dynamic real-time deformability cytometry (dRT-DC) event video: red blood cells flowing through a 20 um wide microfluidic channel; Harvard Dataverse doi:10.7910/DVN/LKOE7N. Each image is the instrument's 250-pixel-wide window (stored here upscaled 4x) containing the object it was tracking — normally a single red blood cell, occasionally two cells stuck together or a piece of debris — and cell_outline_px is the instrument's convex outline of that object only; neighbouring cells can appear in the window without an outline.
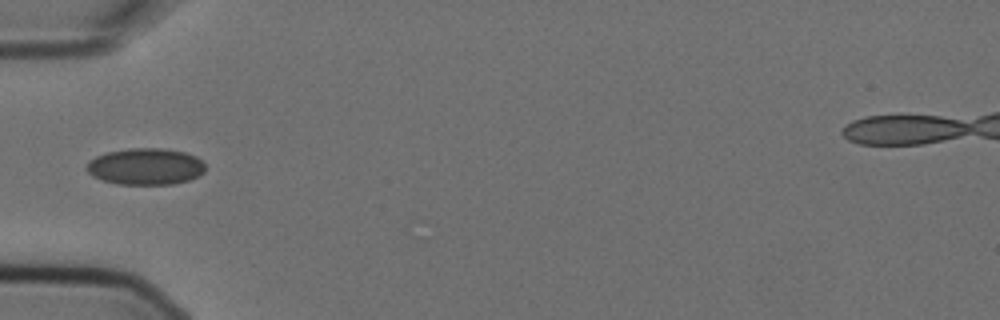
{"species": "Egyptian fruit bat (a non-hibernating species)", "species_latin": "Rousettus aegyptiacus", "temperature_condition": "cold", "stored_images_in_passage": 3, "camera_frame_rate_fps": 3000, "um_per_image_px": 0.085, "animal": {"sex": "female"}, "frame": {"image": 1, "passage_image": 3, "time_ms": 0.667, "image_size_px": [1000, 320], "cell_outline_px": [[204, 172], [200, 176], [188, 180], [172, 184], [116, 184], [92, 176], [84, 168], [88, 160], [96, 156], [108, 152], [132, 148], [160, 148], [184, 152], [196, 156], [204, 164]], "centroid_in_image_um": [12.35, 14.15], "position_along_channel_um": 72.7, "area_um2": 25.32}}